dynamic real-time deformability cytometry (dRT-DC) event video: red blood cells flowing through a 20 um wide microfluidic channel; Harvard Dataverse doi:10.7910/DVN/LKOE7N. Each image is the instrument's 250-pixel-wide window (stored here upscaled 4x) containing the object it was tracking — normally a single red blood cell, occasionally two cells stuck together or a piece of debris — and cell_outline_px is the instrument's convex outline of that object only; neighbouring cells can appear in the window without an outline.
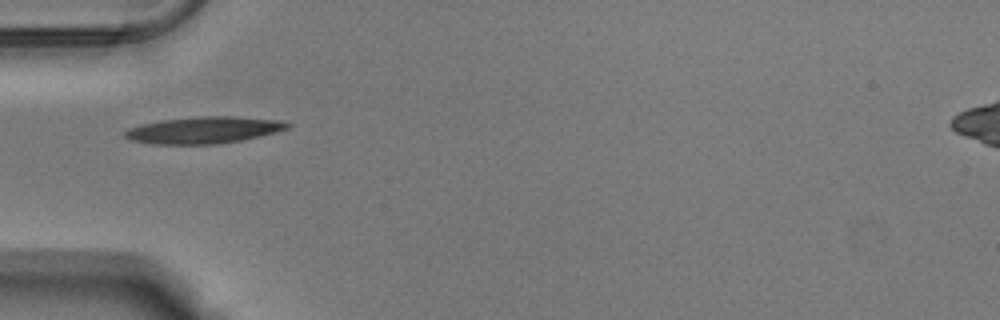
{"species": "Egyptian fruit bat (a non-hibernating species)", "species_latin": "Rousettus aegyptiacus", "temperature_condition": "warm", "stored_images_in_passage": 23, "camera_frame_rate_fps": 3000, "um_per_image_px": 0.085, "animal": {"sex": "male"}, "frame": {"image": 1, "passage_image": 1, "time_ms": 0.0, "image_size_px": [1000, 320], "cell_outline_px": [[292, 124], [288, 128], [276, 132], [260, 136], [240, 140], [216, 144], [152, 144], [128, 140], [124, 136], [124, 132], [128, 128], [140, 124], [160, 120], [204, 116], [236, 116], [280, 120]], "centroid_in_image_um": [17.29, 11.05], "position_along_channel_um": 67.7, "area_um2": 25.43}}
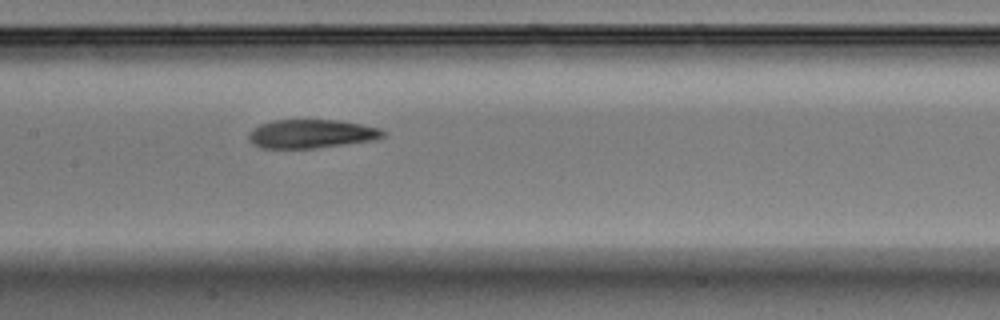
{"frame": {"image": 2, "passage_image": 10, "time_ms": 3.0, "image_size_px": [1000, 320], "cell_outline_px": [[388, 132], [384, 136], [372, 140], [316, 148], [260, 148], [252, 144], [248, 140], [248, 132], [252, 128], [260, 124], [272, 120], [336, 120], [360, 124], [380, 128]], "centroid_in_image_um": [26.41, 11.37], "position_along_channel_um": 181.0, "area_um2": 22.54}}
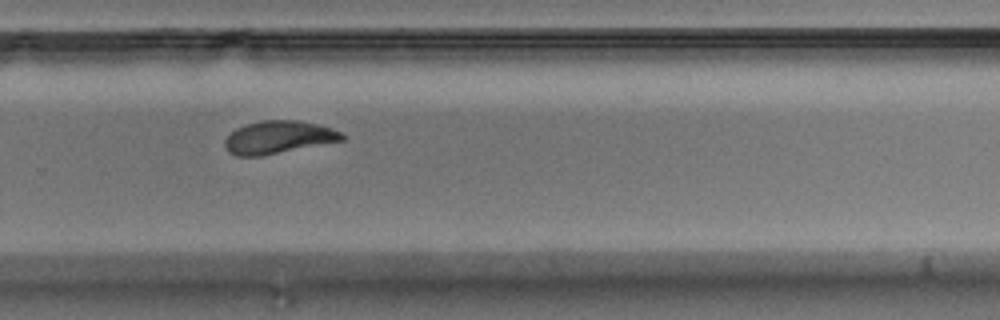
{"frame": {"image": 3, "passage_image": 20, "time_ms": 6.333, "image_size_px": [1000, 320], "cell_outline_px": [[348, 136], [344, 140], [260, 156], [236, 156], [228, 152], [224, 144], [224, 140], [236, 128], [260, 120], [296, 120], [320, 124], [332, 128]], "centroid_in_image_um": [23.68, 11.66], "position_along_channel_um": 306.1, "area_um2": 22.37}}